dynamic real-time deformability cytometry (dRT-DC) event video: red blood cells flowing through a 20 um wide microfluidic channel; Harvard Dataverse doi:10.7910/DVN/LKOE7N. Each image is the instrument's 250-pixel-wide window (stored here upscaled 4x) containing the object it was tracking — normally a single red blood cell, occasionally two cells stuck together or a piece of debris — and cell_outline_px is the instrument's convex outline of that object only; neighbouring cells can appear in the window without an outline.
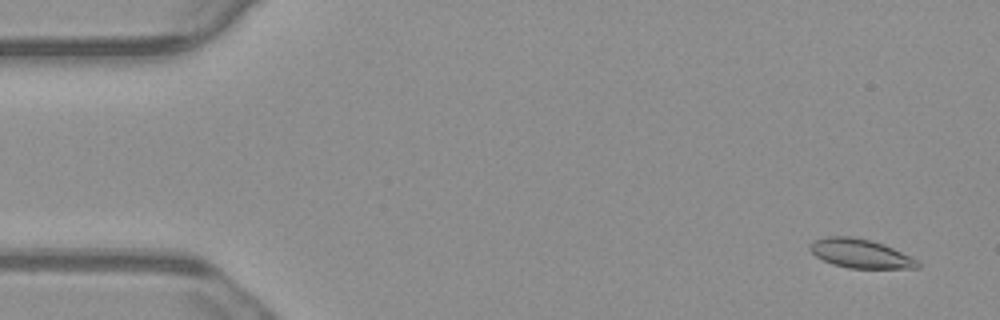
{"species": "common noctule bat (a hibernating species)", "species_latin": "Nyctalus noctula", "temperature_condition": "warm", "stored_images_in_passage": 55, "camera_frame_rate_fps": 3000, "um_per_image_px": 0.085, "animal": {"sex": "male", "body_mass_g": 23.1, "forearm_length_mm": 52.7}, "frame": {"image": 1, "passage_image": 3, "time_ms": 0.667, "image_size_px": [1000, 320], "cell_outline_px": [[920, 268], [848, 268], [832, 264], [816, 256], [808, 248], [808, 244], [812, 240], [824, 236], [852, 236], [884, 244], [920, 260]], "centroid_in_image_um": [73.12, 21.54], "position_along_channel_um": 11.9, "area_um2": 18.38}}
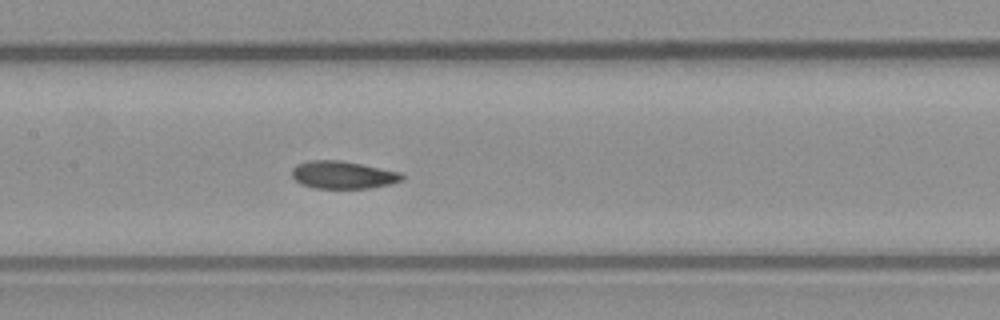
{"frame": {"image": 2, "passage_image": 26, "time_ms": 8.333, "image_size_px": [1000, 320], "cell_outline_px": [[404, 180], [388, 184], [368, 188], [312, 188], [300, 184], [292, 176], [292, 168], [296, 164], [308, 160], [340, 160], [400, 172], [404, 176]], "centroid_in_image_um": [29.1, 14.86], "position_along_channel_um": 178.3, "area_um2": 17.69}}
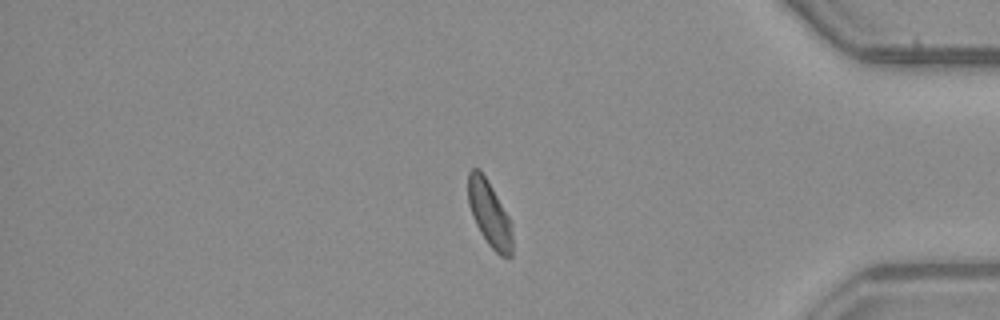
{"frame": {"image": 3, "passage_image": 46, "time_ms": 15.0, "image_size_px": [1000, 320], "cell_outline_px": [[512, 256], [500, 256], [488, 244], [480, 232], [472, 216], [468, 204], [468, 172], [472, 168], [480, 168], [492, 188], [508, 216], [512, 236]], "centroid_in_image_um": [41.57, 18.15], "position_along_channel_um": 393.6, "area_um2": 16.7}, "authors_computed_cell_mechanics": {"area_um2": 18.0336, "velocity_mm_per_s": 3.7232, "shape_relaxation_time_tau1_ms": 3.436, "shape_relaxation_time_tau2_ms": 1.614, "deformation_change_tau1": 0.1259, "deformation_change_tau2": 0.0486}}